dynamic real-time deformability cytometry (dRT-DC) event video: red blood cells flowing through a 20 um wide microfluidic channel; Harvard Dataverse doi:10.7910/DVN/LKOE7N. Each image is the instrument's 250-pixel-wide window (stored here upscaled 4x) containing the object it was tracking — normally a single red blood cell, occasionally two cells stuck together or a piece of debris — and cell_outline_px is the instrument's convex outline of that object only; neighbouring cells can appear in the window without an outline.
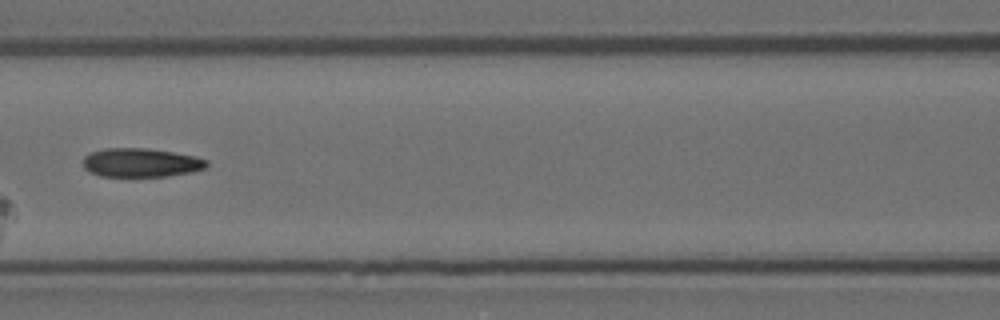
{"species": "Egyptian fruit bat (a non-hibernating species)", "species_latin": "Rousettus aegyptiacus", "temperature_condition": "room temperature", "stored_images_in_passage": 7, "camera_frame_rate_fps": 3000, "um_per_image_px": 0.085, "animal": {"sex": "female"}, "frame": {"image": 1, "passage_image": 7, "time_ms": 2.0, "image_size_px": [1000, 320], "cell_outline_px": [[208, 168], [192, 172], [168, 176], [100, 176], [84, 168], [84, 156], [88, 152], [104, 148], [148, 148], [196, 156], [208, 160]], "centroid_in_image_um": [12.01, 13.82], "position_along_channel_um": 154.6, "area_um2": 20.92}}